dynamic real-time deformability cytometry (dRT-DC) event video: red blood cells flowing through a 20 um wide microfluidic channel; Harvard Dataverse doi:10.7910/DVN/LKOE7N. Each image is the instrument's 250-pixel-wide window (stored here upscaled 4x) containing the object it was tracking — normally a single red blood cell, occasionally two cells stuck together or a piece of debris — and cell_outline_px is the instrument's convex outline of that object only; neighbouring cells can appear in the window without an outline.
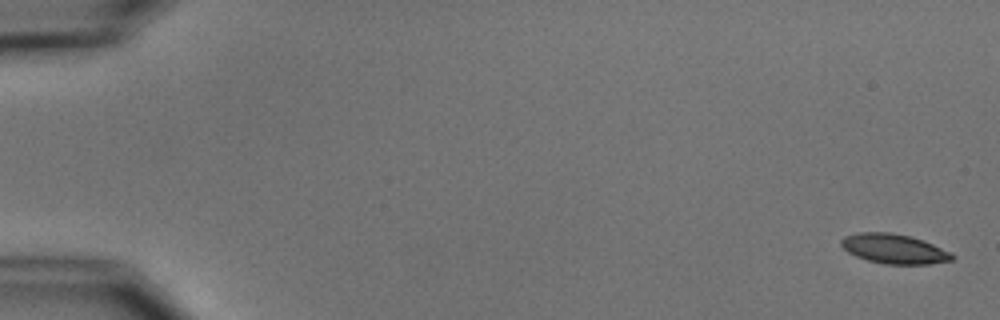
{"species": "common noctule bat (a hibernating species)", "species_latin": "Nyctalus noctula", "temperature_condition": "cold", "stored_images_in_passage": 10, "camera_frame_rate_fps": 3000, "um_per_image_px": 0.085, "animal": {"sex": "male", "body_mass_g": 15.6}, "frame": {"image": 1, "passage_image": 1, "time_ms": 0.0, "image_size_px": [1000, 320], "cell_outline_px": [[956, 256], [952, 260], [928, 264], [884, 264], [868, 260], [856, 256], [848, 252], [840, 244], [840, 240], [844, 236], [860, 232], [892, 232], [924, 240], [952, 252]], "centroid_in_image_um": [76.01, 21.14], "position_along_channel_um": 9.0, "area_um2": 19.25}}
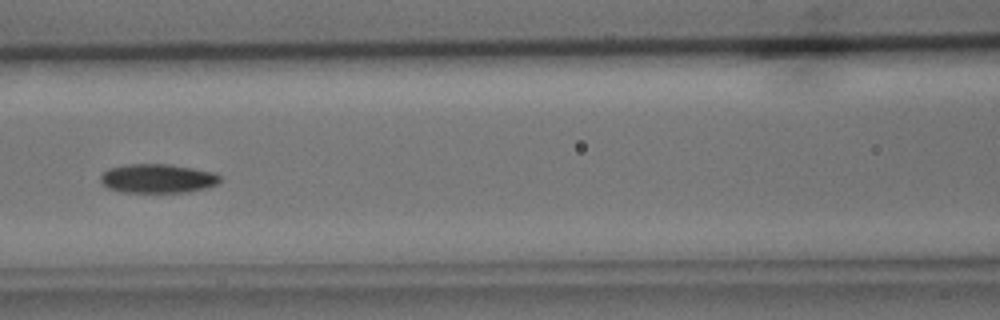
{"frame": {"image": 2, "passage_image": 7, "time_ms": 8.0, "image_size_px": [1000, 320], "cell_outline_px": [[220, 180], [216, 184], [204, 188], [188, 192], [124, 192], [108, 188], [100, 180], [100, 176], [108, 168], [128, 164], [168, 164], [192, 168], [212, 172], [220, 176]], "centroid_in_image_um": [13.37, 15.17], "position_along_channel_um": 153.2, "area_um2": 20.0}}
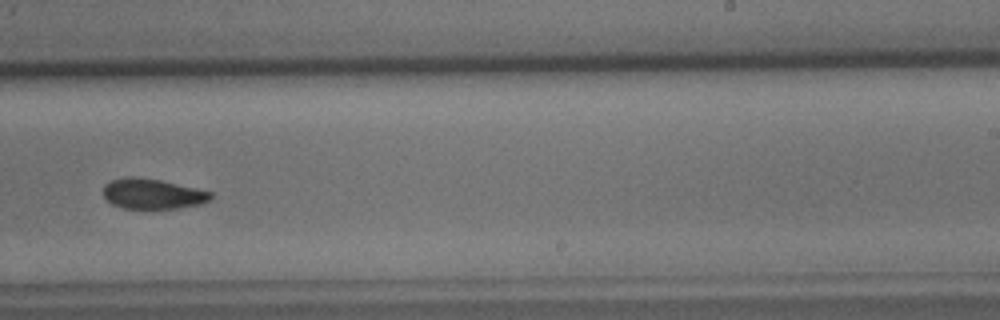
{"frame": {"image": 3, "passage_image": 10, "time_ms": 11.333, "image_size_px": [1000, 320], "cell_outline_px": [[212, 196], [208, 200], [200, 204], [180, 208], [124, 208], [112, 204], [104, 196], [104, 184], [112, 180], [128, 176], [132, 176], [160, 180], [196, 188], [212, 192]], "centroid_in_image_um": [12.96, 16.47], "position_along_channel_um": 276.0, "area_um2": 18.73}}